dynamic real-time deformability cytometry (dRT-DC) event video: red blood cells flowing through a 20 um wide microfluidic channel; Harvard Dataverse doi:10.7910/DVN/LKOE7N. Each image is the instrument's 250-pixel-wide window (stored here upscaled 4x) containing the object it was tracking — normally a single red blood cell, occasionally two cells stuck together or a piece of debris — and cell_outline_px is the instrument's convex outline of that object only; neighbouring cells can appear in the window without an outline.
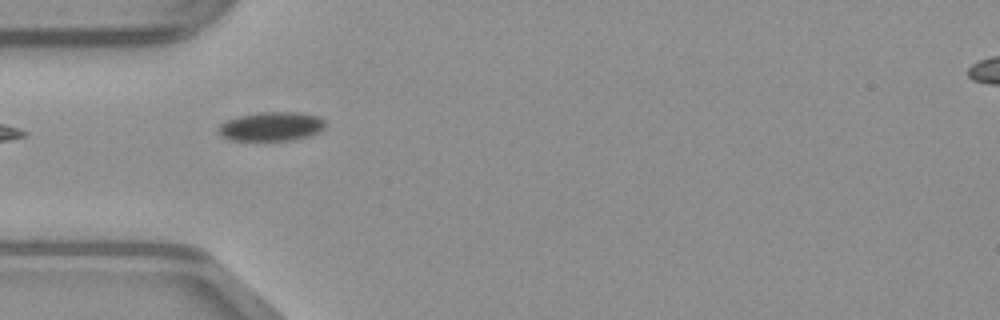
{"species": "common noctule bat (a hibernating species)", "species_latin": "Nyctalus noctula", "temperature_condition": "warm", "stored_images_in_passage": 11, "camera_frame_rate_fps": 3000, "um_per_image_px": 0.085, "animal": {"sex": "male", "body_mass_g": 23.1, "forearm_length_mm": 52.7}, "frame": {"image": 1, "passage_image": 1, "time_ms": 0.0, "image_size_px": [1000, 320], "cell_outline_px": [[324, 128], [308, 136], [292, 140], [232, 140], [220, 136], [220, 124], [228, 120], [240, 116], [260, 112], [300, 112], [316, 116], [324, 120]], "centroid_in_image_um": [23.07, 10.74], "position_along_channel_um": 61.9, "area_um2": 17.74}}
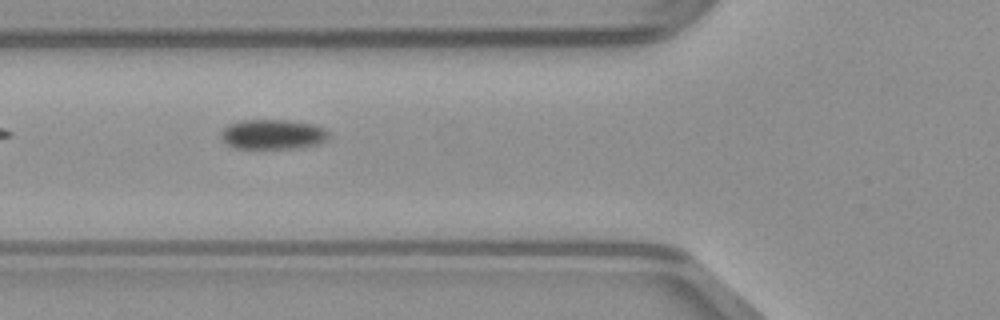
{"frame": {"image": 2, "passage_image": 4, "time_ms": 1.0, "image_size_px": [1000, 320], "cell_outline_px": [[328, 140], [320, 144], [300, 148], [232, 148], [220, 136], [220, 132], [228, 124], [240, 120], [284, 120], [312, 124], [324, 128], [328, 132]], "centroid_in_image_um": [23.19, 11.42], "position_along_channel_um": 102.6, "area_um2": 18.84}}
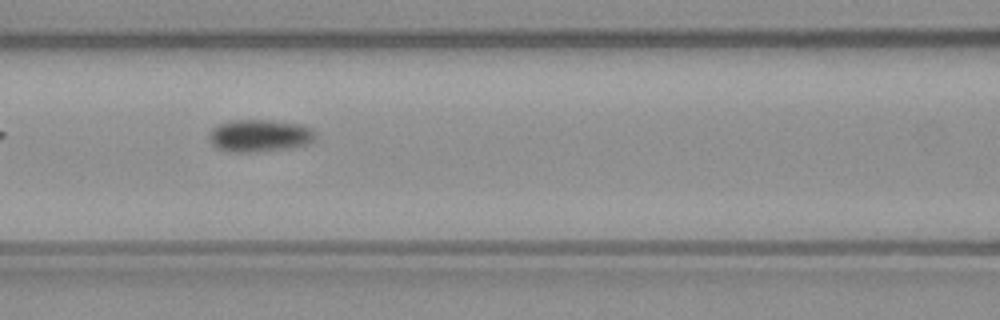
{"frame": {"image": 3, "passage_image": 7, "time_ms": 2.0, "image_size_px": [1000, 320], "cell_outline_px": [[316, 140], [308, 144], [292, 148], [256, 152], [232, 152], [216, 148], [208, 140], [208, 136], [212, 128], [228, 120], [268, 120], [304, 124], [312, 128], [316, 132]], "centroid_in_image_um": [22.1, 11.53], "position_along_channel_um": 144.5, "area_um2": 20.52}}